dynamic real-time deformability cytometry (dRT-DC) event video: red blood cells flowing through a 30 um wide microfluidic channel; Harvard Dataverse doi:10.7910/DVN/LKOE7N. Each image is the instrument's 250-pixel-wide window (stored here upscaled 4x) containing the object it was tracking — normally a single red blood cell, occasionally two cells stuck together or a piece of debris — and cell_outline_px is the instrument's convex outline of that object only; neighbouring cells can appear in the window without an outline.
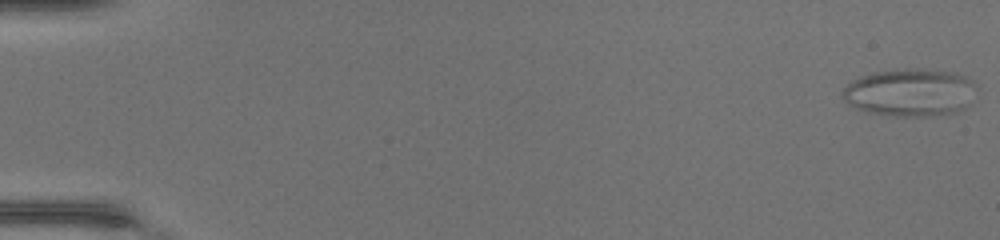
{"species": "common noctule bat (a hibernating species)", "species_latin": "Nyctalus noctula", "temperature_condition": "warm", "stored_images_in_passage": 6, "camera_frame_rate_fps": 3000, "um_per_image_px": 0.085, "animal": {"sex": "female", "body_mass_g": 17.0, "forearm_length_mm": 48.0}, "frame": {"image": 1, "passage_image": 1, "time_ms": 0.0, "image_size_px": [1000, 240], "cell_outline_px": [[976, 88], [972, 104], [960, 112], [928, 116], [896, 116], [868, 112], [856, 108], [848, 104], [840, 96], [840, 92], [852, 80], [860, 76], [872, 72], [896, 68], [924, 68], [956, 72], [972, 80], [976, 84]], "centroid_in_image_um": [77.39, 7.84], "position_along_channel_um": 7.6, "area_um2": 38.21}}